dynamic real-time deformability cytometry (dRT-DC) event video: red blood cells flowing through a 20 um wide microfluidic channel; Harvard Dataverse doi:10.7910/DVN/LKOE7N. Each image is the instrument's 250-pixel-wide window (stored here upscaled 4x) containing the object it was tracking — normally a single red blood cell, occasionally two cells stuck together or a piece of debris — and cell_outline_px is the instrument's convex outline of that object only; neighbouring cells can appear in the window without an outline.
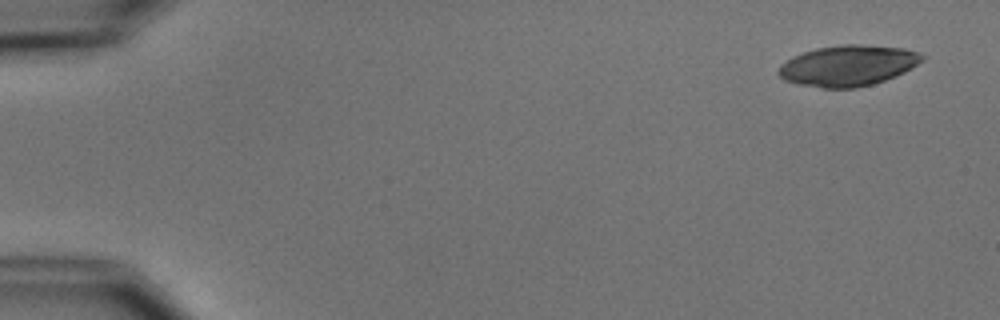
{"species": "common noctule bat (a hibernating species)", "species_latin": "Nyctalus noctula", "temperature_condition": "cold", "stored_images_in_passage": 5, "camera_frame_rate_fps": 3000, "um_per_image_px": 0.085, "animal": {"sex": "male", "body_mass_g": 15.6}, "frame": {"image": 1, "passage_image": 1, "time_ms": 0.0, "image_size_px": [1000, 320], "cell_outline_px": [[924, 60], [912, 68], [896, 76], [872, 84], [856, 88], [824, 88], [800, 84], [784, 80], [776, 72], [780, 64], [792, 56], [816, 48], [844, 44], [860, 44], [904, 48], [920, 52], [924, 56]], "centroid_in_image_um": [72.09, 5.57], "position_along_channel_um": 12.9, "area_um2": 34.28}}